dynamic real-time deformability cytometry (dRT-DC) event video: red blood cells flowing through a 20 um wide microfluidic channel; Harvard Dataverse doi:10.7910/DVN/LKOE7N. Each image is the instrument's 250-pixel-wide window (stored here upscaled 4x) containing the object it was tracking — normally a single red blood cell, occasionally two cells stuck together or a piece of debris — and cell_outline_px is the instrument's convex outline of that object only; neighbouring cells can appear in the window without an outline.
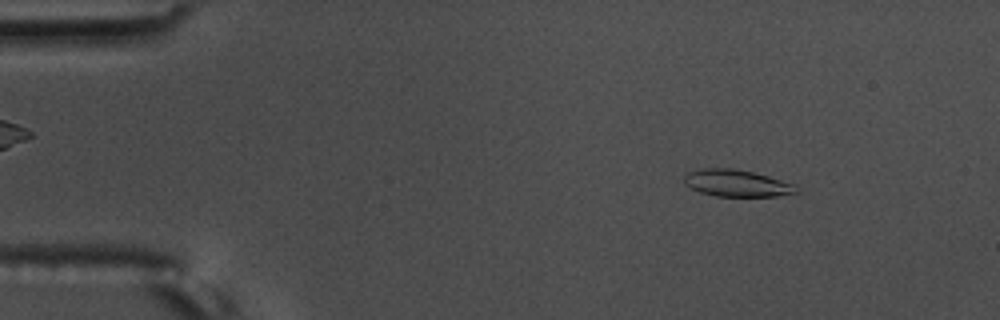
{"species": "common noctule bat (a hibernating species)", "species_latin": "Nyctalus noctula", "temperature_condition": "warm", "stored_images_in_passage": 57, "camera_frame_rate_fps": 3000, "um_per_image_px": 0.085, "animal": {"sex": "male", "body_mass_g": 17.5, "forearm_length_mm": 52.3}, "frame": {"image": 1, "passage_image": 8, "time_ms": 2.333, "image_size_px": [1000, 320], "cell_outline_px": [[800, 192], [776, 196], [716, 196], [700, 192], [684, 184], [684, 176], [688, 172], [704, 168], [732, 168], [752, 172], [768, 176], [792, 184], [800, 188]], "centroid_in_image_um": [62.62, 15.57], "position_along_channel_um": 22.4, "area_um2": 17.46}}
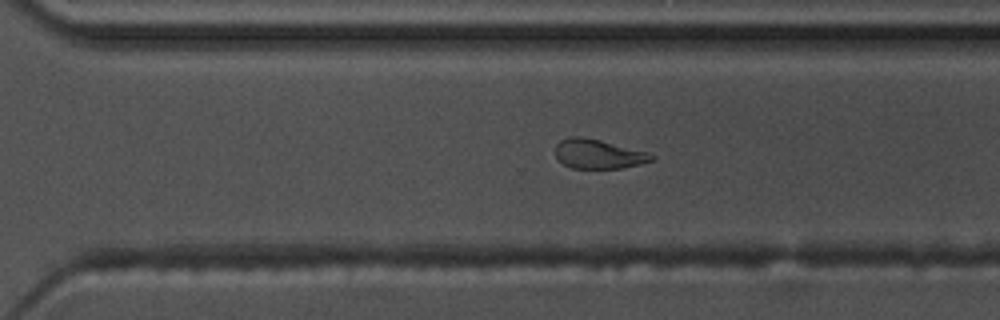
{"frame": {"image": 2, "passage_image": 40, "time_ms": 13.0, "image_size_px": [1000, 320], "cell_outline_px": [[656, 160], [640, 164], [620, 168], [572, 168], [556, 160], [556, 144], [560, 140], [572, 136], [584, 136], [648, 152], [656, 156]], "centroid_in_image_um": [50.87, 13.08], "position_along_channel_um": 319.7, "area_um2": 16.59}}
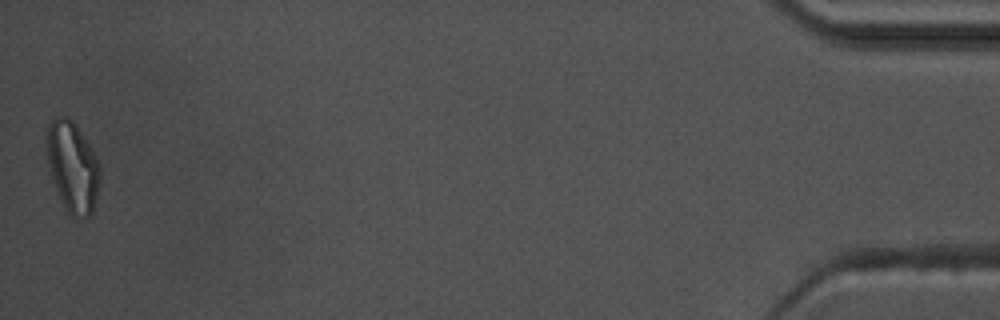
{"frame": {"image": 3, "passage_image": 57, "time_ms": 18.667, "image_size_px": [1000, 320], "cell_outline_px": [[100, 180], [92, 212], [88, 216], [76, 220], [64, 208], [56, 188], [48, 164], [44, 132], [48, 124], [56, 116], [68, 116], [76, 124], [84, 136], [100, 168]], "centroid_in_image_um": [6.13, 14.15], "position_along_channel_um": 429.1, "area_um2": 28.15}, "authors_computed_cell_mechanics": {"area_um2": 17.8024, "velocity_mm_per_s": 3.5913, "shape_relaxation_time_tau1_ms": 9.6783, "shape_relaxation_time_tau2_ms": 3.4937, "deformation_change_tau1": 0.2357, "deformation_change_tau2": 0.109}}